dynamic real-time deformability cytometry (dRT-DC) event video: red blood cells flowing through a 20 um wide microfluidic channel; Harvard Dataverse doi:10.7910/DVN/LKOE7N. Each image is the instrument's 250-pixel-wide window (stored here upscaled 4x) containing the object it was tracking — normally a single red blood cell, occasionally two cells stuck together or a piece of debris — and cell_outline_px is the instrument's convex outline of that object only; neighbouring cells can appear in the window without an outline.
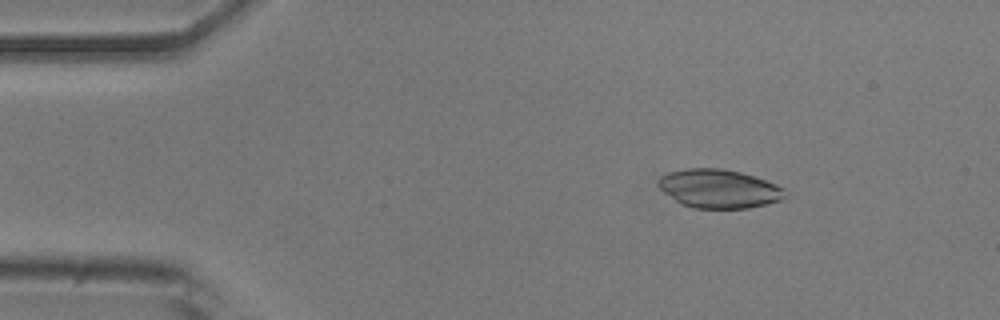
{"species": "common noctule bat (a hibernating species)", "species_latin": "Nyctalus noctula", "temperature_condition": "room temperature", "stored_images_in_passage": 27, "camera_frame_rate_fps": 3000, "um_per_image_px": 0.085, "animal": {"sex": "male", "body_mass_g": 20.5, "forearm_length_mm": 52.5}, "frame": {"image": 1, "passage_image": 6, "time_ms": 1.667, "image_size_px": [1000, 320], "cell_outline_px": [[788, 196], [780, 200], [748, 208], [692, 208], [680, 204], [664, 192], [656, 184], [656, 180], [660, 176], [668, 172], [688, 168], [720, 168], [740, 172], [776, 184], [784, 188]], "centroid_in_image_um": [61.07, 16.04], "position_along_channel_um": 23.9, "area_um2": 28.61}}
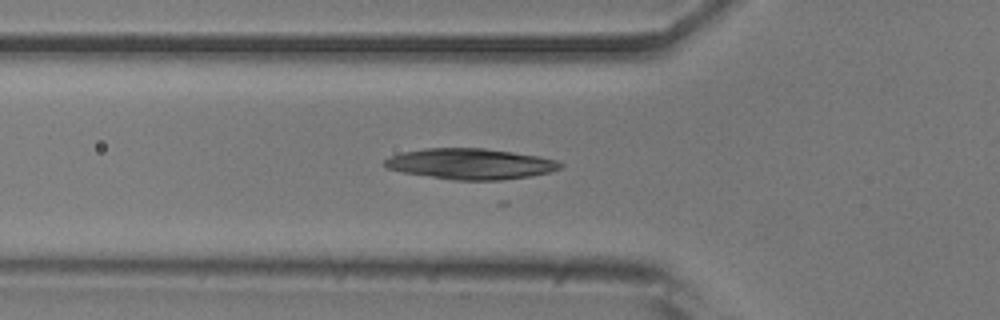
{"frame": {"image": 2, "passage_image": 16, "time_ms": 5.0, "image_size_px": [1000, 320], "cell_outline_px": [[564, 164], [560, 168], [548, 172], [528, 176], [504, 180], [456, 180], [404, 172], [388, 168], [384, 164], [384, 160], [400, 152], [424, 148], [484, 148], [540, 156], [556, 160]], "centroid_in_image_um": [40.0, 13.92], "position_along_channel_um": 85.8, "area_um2": 31.21}}
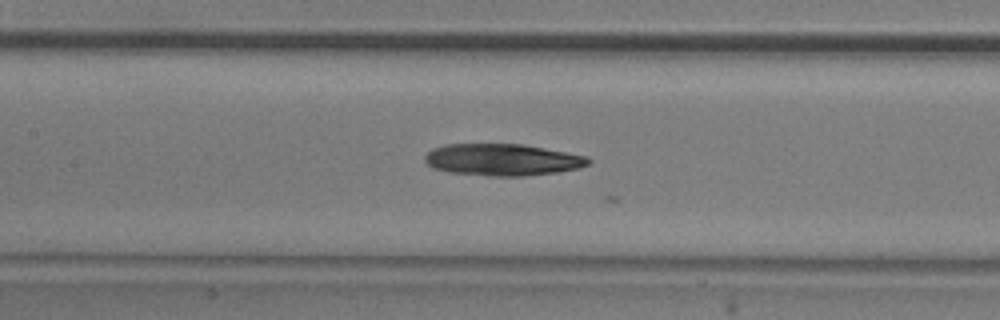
{"frame": {"image": 3, "passage_image": 22, "time_ms": 7.0, "image_size_px": [1000, 320], "cell_outline_px": [[592, 160], [588, 164], [580, 168], [556, 172], [524, 176], [492, 176], [448, 172], [432, 168], [424, 160], [424, 156], [432, 148], [444, 144], [524, 144], [588, 156]], "centroid_in_image_um": [42.7, 13.57], "position_along_channel_um": 164.7, "area_um2": 30.52}}